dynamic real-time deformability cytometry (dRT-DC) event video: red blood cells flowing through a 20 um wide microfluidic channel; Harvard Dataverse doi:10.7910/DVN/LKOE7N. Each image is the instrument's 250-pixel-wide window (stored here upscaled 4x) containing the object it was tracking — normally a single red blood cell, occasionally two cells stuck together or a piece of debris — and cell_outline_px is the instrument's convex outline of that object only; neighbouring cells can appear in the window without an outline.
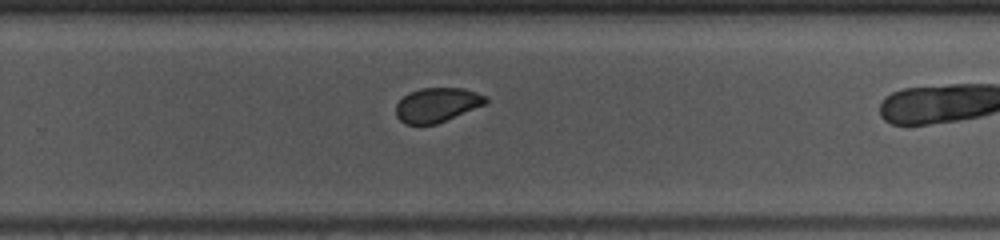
{"species": "common noctule bat (a hibernating species)", "species_latin": "Nyctalus noctula", "temperature_condition": "warm", "stored_images_in_passage": 25, "camera_frame_rate_fps": 3000, "um_per_image_px": 0.085, "animal": {"sex": "female", "body_mass_g": 10.0, "forearm_length_mm": 53.1}, "frame": {"image": 1, "passage_image": 18, "time_ms": 5.667, "image_size_px": [1000, 240], "cell_outline_px": [[488, 100], [484, 104], [436, 124], [404, 124], [396, 116], [396, 104], [408, 92], [420, 88], [464, 88], [488, 96]], "centroid_in_image_um": [37.12, 8.9], "position_along_channel_um": 292.7, "area_um2": 17.86}}
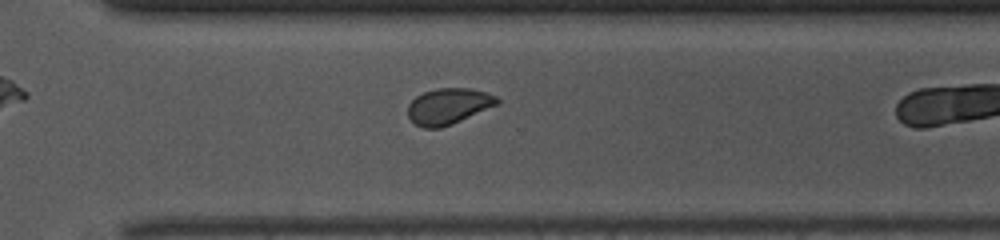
{"frame": {"image": 2, "passage_image": 21, "time_ms": 6.667, "image_size_px": [1000, 240], "cell_outline_px": [[500, 100], [496, 104], [452, 124], [440, 128], [424, 128], [416, 124], [408, 116], [408, 104], [416, 96], [424, 92], [436, 88], [468, 88], [484, 92], [496, 96]], "centroid_in_image_um": [38.07, 9.02], "position_along_channel_um": 332.5, "area_um2": 18.38}}